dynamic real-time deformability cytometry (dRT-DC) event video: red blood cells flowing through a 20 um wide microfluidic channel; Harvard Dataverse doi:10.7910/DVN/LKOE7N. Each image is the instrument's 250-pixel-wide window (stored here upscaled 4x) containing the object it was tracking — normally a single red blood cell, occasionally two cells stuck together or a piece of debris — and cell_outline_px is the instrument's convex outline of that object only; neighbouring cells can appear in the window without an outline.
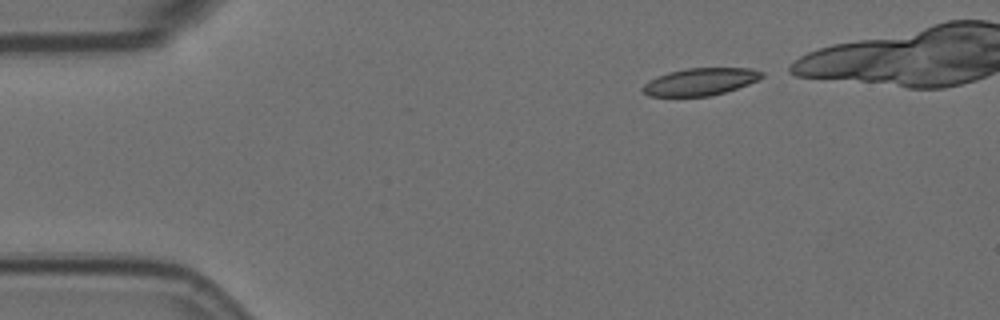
{"species": "Egyptian fruit bat (a non-hibernating species)", "species_latin": "Rousettus aegyptiacus", "temperature_condition": "room temperature", "stored_images_in_passage": 9, "camera_frame_rate_fps": 3000, "um_per_image_px": 0.085, "animal": {"sex": "female"}, "frame": {"image": 1, "passage_image": 1, "time_ms": 0.0, "image_size_px": [1000, 320], "cell_outline_px": [[764, 76], [760, 80], [712, 96], [648, 96], [640, 88], [644, 84], [656, 76], [668, 72], [688, 68], [752, 68], [764, 72]], "centroid_in_image_um": [59.54, 6.94], "position_along_channel_um": 25.5, "area_um2": 19.02}}